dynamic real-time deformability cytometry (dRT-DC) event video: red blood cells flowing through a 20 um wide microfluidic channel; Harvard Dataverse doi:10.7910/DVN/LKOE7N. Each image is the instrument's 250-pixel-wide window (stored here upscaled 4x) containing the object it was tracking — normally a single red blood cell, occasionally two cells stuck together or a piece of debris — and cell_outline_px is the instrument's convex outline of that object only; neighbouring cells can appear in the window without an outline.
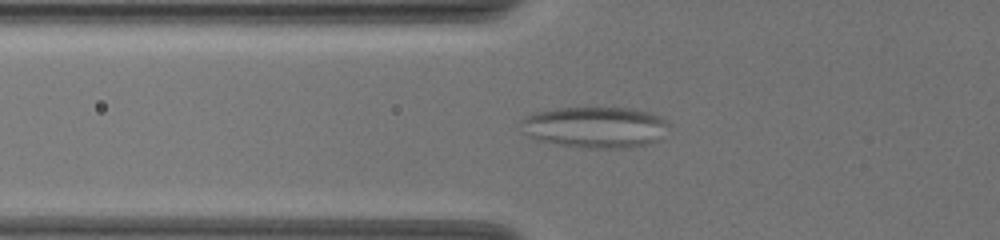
{"species": "common noctule bat (a hibernating species)", "species_latin": "Nyctalus noctula", "temperature_condition": "warm", "stored_images_in_passage": 63, "camera_frame_rate_fps": 3000, "um_per_image_px": 0.085, "animal": {"sex": "female", "body_mass_g": 19.5, "forearm_length_mm": 54.1}, "frame": {"image": 1, "passage_image": 27, "time_ms": 8.667, "image_size_px": [1000, 240], "cell_outline_px": [[668, 124], [656, 140], [632, 148], [584, 148], [556, 144], [536, 140], [532, 136], [520, 120], [536, 112], [560, 108], [632, 108], [648, 112], [664, 120]], "centroid_in_image_um": [50.58, 10.82], "position_along_channel_um": 75.2, "area_um2": 34.56}}
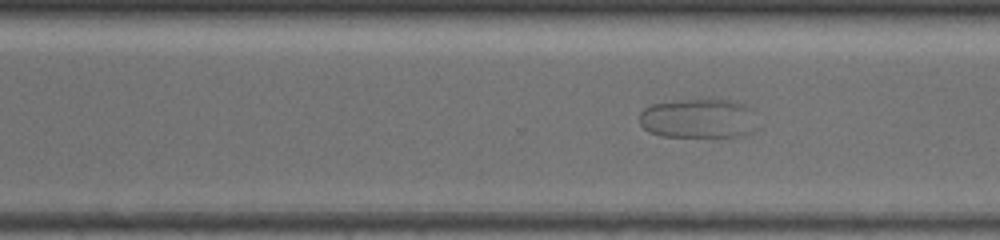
{"frame": {"image": 2, "passage_image": 47, "time_ms": 15.333, "image_size_px": [1000, 240], "cell_outline_px": [[752, 132], [744, 136], [660, 136], [648, 132], [640, 124], [640, 112], [644, 108], [652, 104], [672, 100], [708, 96], [736, 100], [744, 104], [748, 108]], "centroid_in_image_um": [59.26, 10.01], "position_along_channel_um": 311.3, "area_um2": 27.51}}
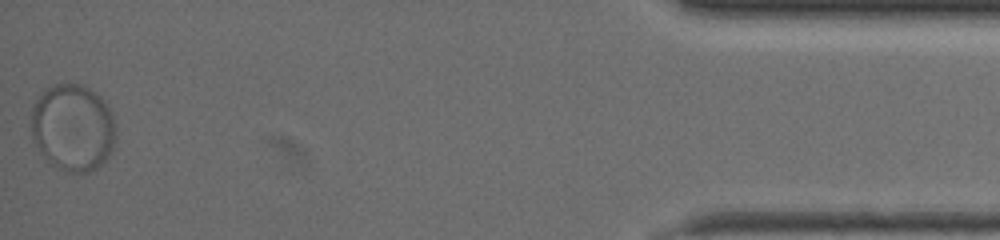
{"frame": {"image": 3, "passage_image": 63, "time_ms": 20.667, "image_size_px": [1000, 240], "cell_outline_px": [[116, 140], [108, 156], [96, 168], [88, 172], [68, 172], [52, 164], [40, 152], [32, 136], [32, 104], [48, 88], [56, 84], [84, 84], [100, 96], [108, 104], [112, 112], [116, 128]], "centroid_in_image_um": [6.22, 10.83], "position_along_channel_um": 429.0, "area_um2": 42.89}}